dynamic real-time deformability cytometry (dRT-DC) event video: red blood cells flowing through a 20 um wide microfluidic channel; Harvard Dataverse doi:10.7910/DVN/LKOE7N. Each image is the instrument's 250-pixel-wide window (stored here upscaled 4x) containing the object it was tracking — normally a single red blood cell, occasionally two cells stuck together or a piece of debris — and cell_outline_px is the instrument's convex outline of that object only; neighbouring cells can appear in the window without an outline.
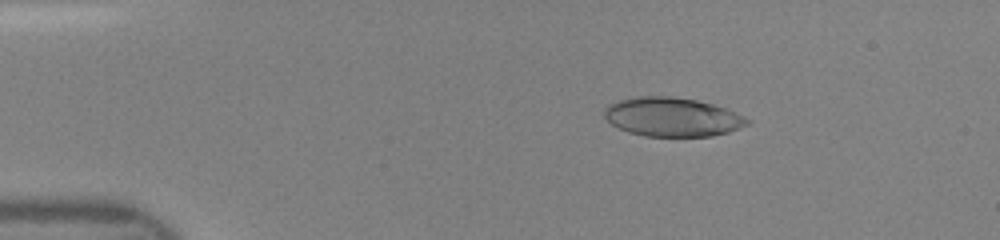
{"species": "human", "species_latin": "Homo sapiens", "temperature_condition": "room temperature", "stored_images_in_passage": 47, "camera_frame_rate_fps": 3000, "um_per_image_px": 0.085, "donor": {"sex": "female"}, "frame": {"image": 1, "passage_image": 8, "time_ms": 2.333, "image_size_px": [1000, 240], "cell_outline_px": [[752, 120], [748, 124], [728, 132], [712, 136], [644, 136], [628, 132], [612, 124], [604, 116], [604, 108], [608, 104], [620, 100], [636, 96], [672, 96], [696, 100], [712, 104], [724, 108], [744, 116]], "centroid_in_image_um": [57.13, 9.94], "position_along_channel_um": 27.9, "area_um2": 32.37}}
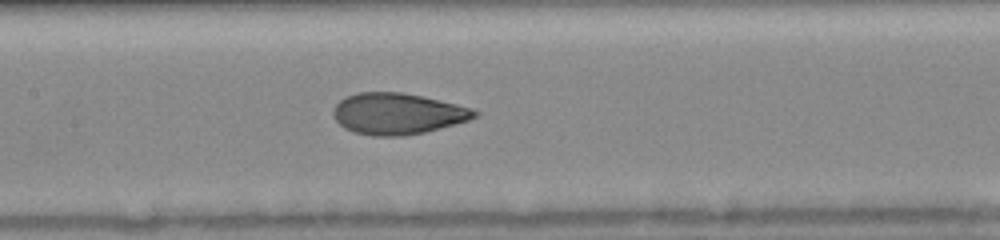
{"frame": {"image": 2, "passage_image": 23, "time_ms": 7.333, "image_size_px": [1000, 240], "cell_outline_px": [[480, 116], [468, 120], [440, 128], [424, 132], [404, 136], [372, 136], [356, 132], [344, 128], [332, 116], [332, 108], [344, 96], [360, 92], [400, 92], [420, 96], [456, 104], [472, 108], [480, 112]], "centroid_in_image_um": [33.77, 9.66], "position_along_channel_um": 173.6, "area_um2": 33.99}}
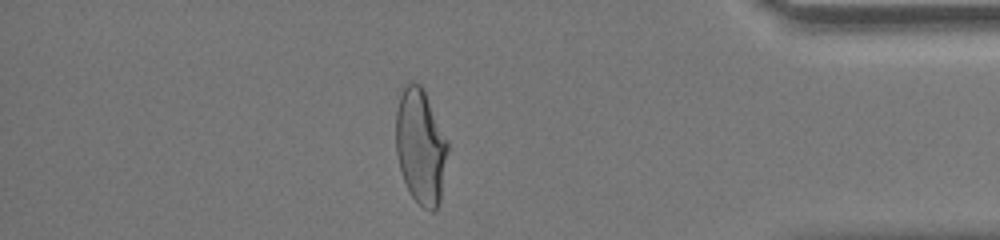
{"frame": {"image": 3, "passage_image": 41, "time_ms": 13.333, "image_size_px": [1000, 240], "cell_outline_px": [[448, 148], [440, 200], [436, 208], [432, 212], [424, 208], [412, 196], [404, 180], [400, 168], [396, 152], [396, 112], [400, 96], [404, 84], [412, 80], [420, 84], [424, 88], [448, 140]], "centroid_in_image_um": [35.75, 12.38], "position_along_channel_um": 399.4, "area_um2": 34.85}}